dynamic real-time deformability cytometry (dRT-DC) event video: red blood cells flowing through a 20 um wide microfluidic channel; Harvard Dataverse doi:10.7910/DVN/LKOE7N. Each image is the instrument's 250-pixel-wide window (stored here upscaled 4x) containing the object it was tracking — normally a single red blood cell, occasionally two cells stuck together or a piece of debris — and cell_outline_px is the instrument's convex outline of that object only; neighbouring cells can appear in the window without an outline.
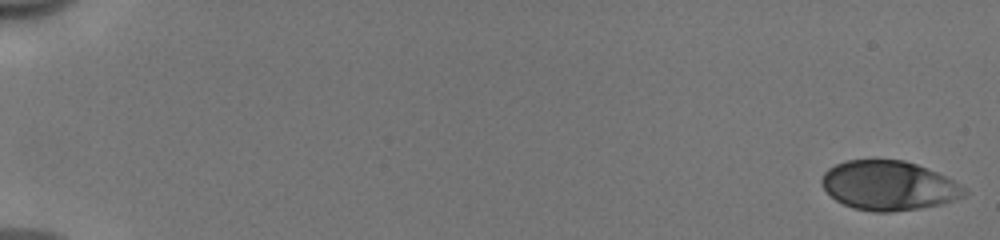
{"species": "human", "species_latin": "Homo sapiens", "temperature_condition": "cold", "stored_images_in_passage": 53, "camera_frame_rate_fps": 3000, "um_per_image_px": 0.085, "donor": {"sex": "male"}, "frame": {"image": 1, "passage_image": 1, "time_ms": 0.0, "image_size_px": [1000, 240], "cell_outline_px": [[968, 192], [964, 196], [940, 204], [920, 208], [892, 212], [872, 212], [852, 208], [836, 200], [820, 184], [820, 180], [824, 172], [828, 168], [836, 164], [848, 160], [904, 160], [916, 164], [936, 172], [952, 180], [964, 188]], "centroid_in_image_um": [75.5, 15.78], "position_along_channel_um": 9.5, "area_um2": 40.81}}
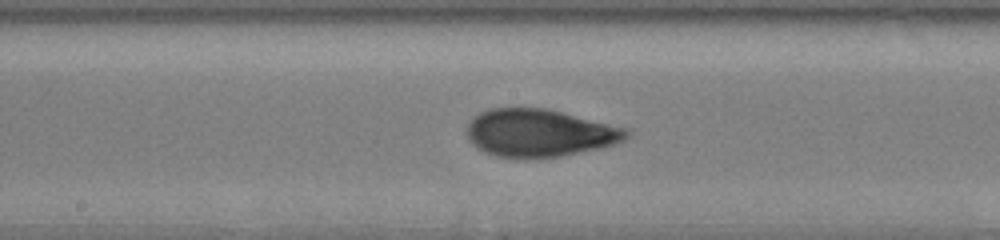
{"frame": {"image": 2, "passage_image": 30, "time_ms": 9.667, "image_size_px": [1000, 240], "cell_outline_px": [[632, 132], [624, 140], [600, 148], [560, 156], [524, 160], [496, 156], [484, 152], [476, 148], [468, 140], [468, 124], [480, 112], [488, 108], [548, 108], [628, 128]], "centroid_in_image_um": [45.86, 11.31], "position_along_channel_um": 202.3, "area_um2": 44.8}}
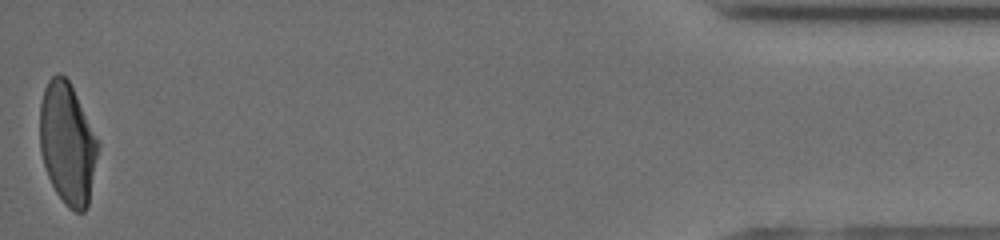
{"frame": {"image": 3, "passage_image": 53, "time_ms": 17.333, "image_size_px": [1000, 240], "cell_outline_px": [[100, 144], [88, 204], [84, 212], [76, 212], [68, 208], [64, 204], [56, 192], [48, 176], [40, 152], [40, 104], [44, 88], [48, 80], [56, 72], [60, 72], [68, 80], [100, 140]], "centroid_in_image_um": [5.74, 12.19], "position_along_channel_um": 429.5, "area_um2": 41.5}, "authors_computed_cell_mechanics": {"area_um2": 42.8298, "velocity_mm_per_s": 3.9655, "shape_relaxation_time_tau1_ms": 4.7071, "shape_relaxation_time_tau2_ms": 0.9672, "deformation_change_tau1": 0.1809, "deformation_change_tau2": 0.067}}